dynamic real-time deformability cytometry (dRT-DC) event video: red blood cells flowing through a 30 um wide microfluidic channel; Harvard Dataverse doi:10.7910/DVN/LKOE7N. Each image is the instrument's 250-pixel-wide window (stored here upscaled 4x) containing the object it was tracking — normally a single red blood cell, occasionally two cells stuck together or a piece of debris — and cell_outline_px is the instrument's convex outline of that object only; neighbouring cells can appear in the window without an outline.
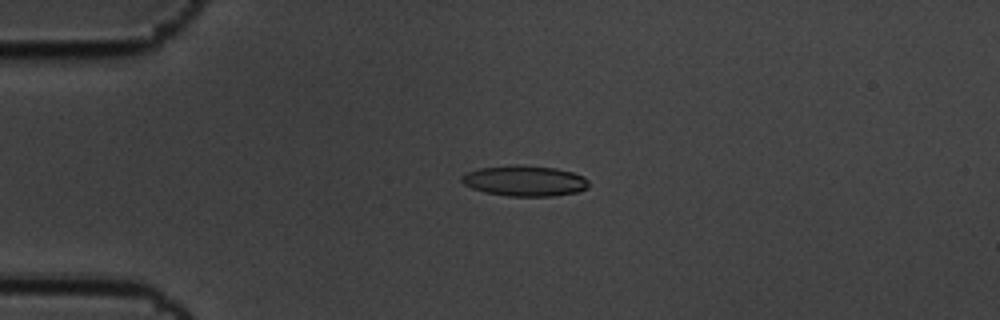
{"species": "common noctule bat (a hibernating species)", "species_latin": "Nyctalus noctula", "temperature_condition": "cold", "stored_images_in_passage": 57, "camera_frame_rate_fps": 3000, "um_per_image_px": 0.085, "animal": {"sex": "male", "body_mass_g": 19.5, "forearm_length_mm": 54.6}, "frame": {"image": 1, "passage_image": 13, "time_ms": 4.0, "image_size_px": [1000, 320], "cell_outline_px": [[588, 188], [576, 192], [552, 196], [508, 196], [484, 192], [472, 188], [464, 184], [460, 180], [460, 176], [464, 172], [480, 168], [516, 164], [556, 168], [572, 172], [584, 176], [588, 180]], "centroid_in_image_um": [44.57, 15.36], "position_along_channel_um": 40.4, "area_um2": 22.83}}
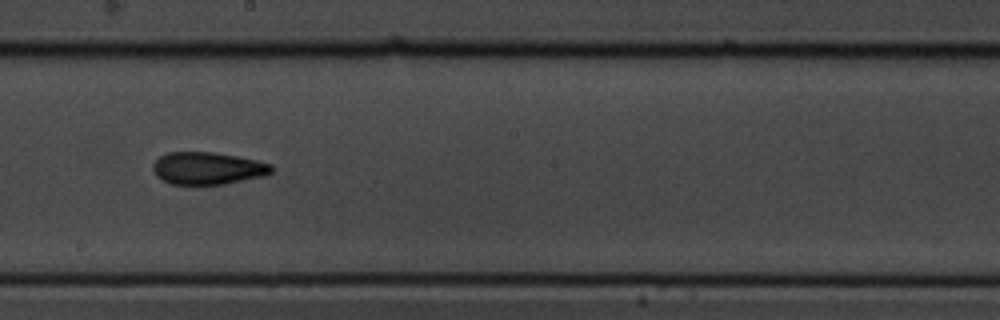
{"frame": {"image": 2, "passage_image": 32, "time_ms": 10.333, "image_size_px": [1000, 320], "cell_outline_px": [[272, 172], [264, 176], [224, 184], [172, 184], [156, 176], [152, 168], [152, 164], [160, 156], [168, 152], [212, 152], [236, 156], [256, 160], [272, 164]], "centroid_in_image_um": [17.64, 14.3], "position_along_channel_um": 230.6, "area_um2": 22.25}}
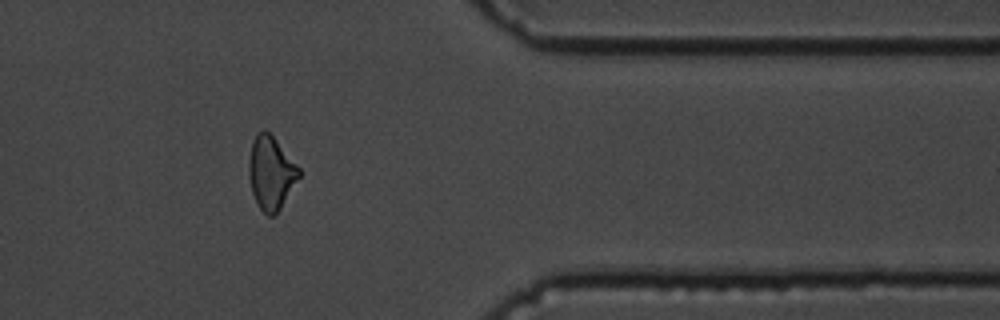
{"frame": {"image": 3, "passage_image": 47, "time_ms": 15.333, "image_size_px": [1000, 320], "cell_outline_px": [[300, 176], [280, 208], [272, 216], [268, 216], [256, 204], [252, 192], [248, 176], [248, 160], [252, 140], [256, 132], [264, 128], [272, 136], [300, 168]], "centroid_in_image_um": [22.99, 14.67], "position_along_channel_um": 388.4, "area_um2": 21.33}, "authors_computed_cell_mechanics": {"area_um2": 21.6172, "velocity_mm_per_s": 3.4621, "shape_relaxation_time_tau1_ms": 7.8228, "shape_relaxation_time_tau2_ms": 4.3835, "deformation_change_tau1": 0.1744, "deformation_change_tau2": 0.1103}}